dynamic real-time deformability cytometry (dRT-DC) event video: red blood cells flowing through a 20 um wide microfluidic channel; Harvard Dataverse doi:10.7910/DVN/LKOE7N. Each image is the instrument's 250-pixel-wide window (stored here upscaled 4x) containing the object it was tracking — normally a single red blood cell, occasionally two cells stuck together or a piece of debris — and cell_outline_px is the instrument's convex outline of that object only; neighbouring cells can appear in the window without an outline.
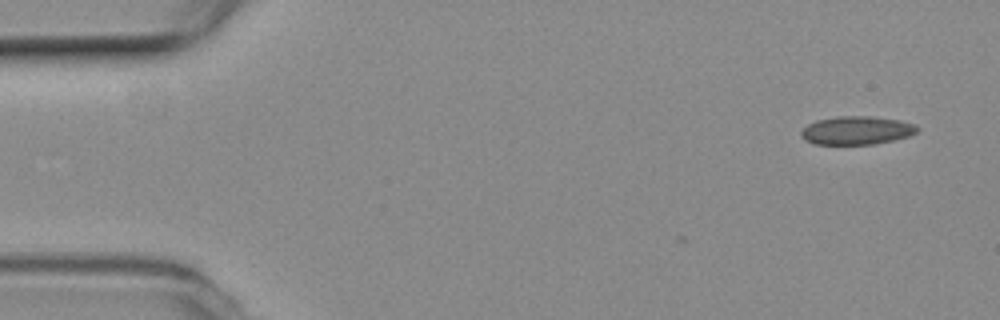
{"species": "common noctule bat (a hibernating species)", "species_latin": "Nyctalus noctula", "temperature_condition": "room temperature", "stored_images_in_passage": 45, "camera_frame_rate_fps": 3000, "um_per_image_px": 0.085, "animal": {"sex": "female", "body_mass_g": 19.3, "forearm_length_mm": 54.1}, "frame": {"image": 1, "passage_image": 1, "time_ms": 0.0, "image_size_px": [1000, 320], "cell_outline_px": [[920, 128], [916, 132], [908, 136], [892, 140], [872, 144], [816, 144], [804, 140], [800, 136], [800, 132], [808, 124], [816, 120], [840, 116], [868, 116], [900, 120], [916, 124]], "centroid_in_image_um": [72.81, 11.08], "position_along_channel_um": 12.2, "area_um2": 19.13}}
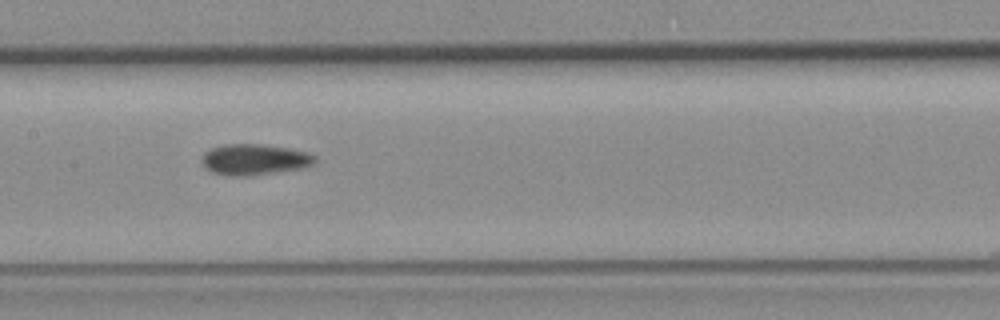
{"frame": {"image": 2, "passage_image": 24, "time_ms": 7.667, "image_size_px": [1000, 320], "cell_outline_px": [[316, 164], [300, 168], [252, 176], [228, 176], [212, 172], [204, 164], [204, 152], [212, 148], [224, 144], [260, 144], [288, 148], [308, 152], [316, 156]], "centroid_in_image_um": [21.68, 13.56], "position_along_channel_um": 185.7, "area_um2": 20.29}}
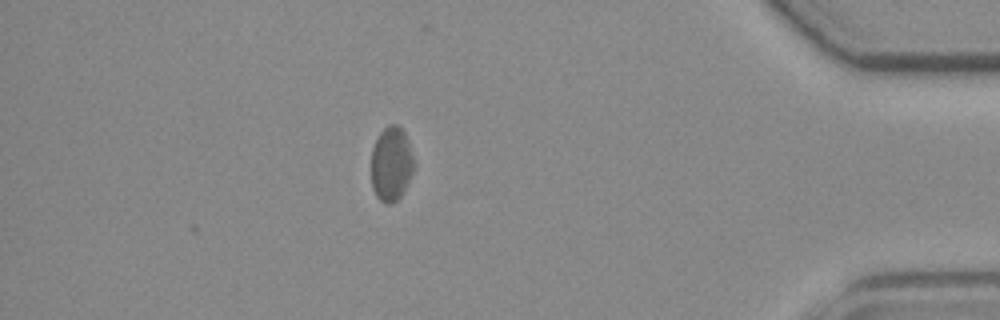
{"frame": {"image": 3, "passage_image": 45, "time_ms": 14.667, "image_size_px": [1000, 320], "cell_outline_px": [[416, 164], [400, 196], [392, 204], [384, 204], [376, 196], [372, 188], [372, 148], [380, 132], [388, 124], [396, 124], [404, 132]], "centroid_in_image_um": [33.25, 13.94], "position_along_channel_um": 401.9, "area_um2": 18.38}, "authors_computed_cell_mechanics": {"area_um2": 19.3052, "velocity_mm_per_s": 3.7629, "shape_relaxation_time_tau1_ms": 9.4006, "shape_relaxation_time_tau2_ms": null, "deformation_change_tau1": 0.0871, "deformation_change_tau2": null}}